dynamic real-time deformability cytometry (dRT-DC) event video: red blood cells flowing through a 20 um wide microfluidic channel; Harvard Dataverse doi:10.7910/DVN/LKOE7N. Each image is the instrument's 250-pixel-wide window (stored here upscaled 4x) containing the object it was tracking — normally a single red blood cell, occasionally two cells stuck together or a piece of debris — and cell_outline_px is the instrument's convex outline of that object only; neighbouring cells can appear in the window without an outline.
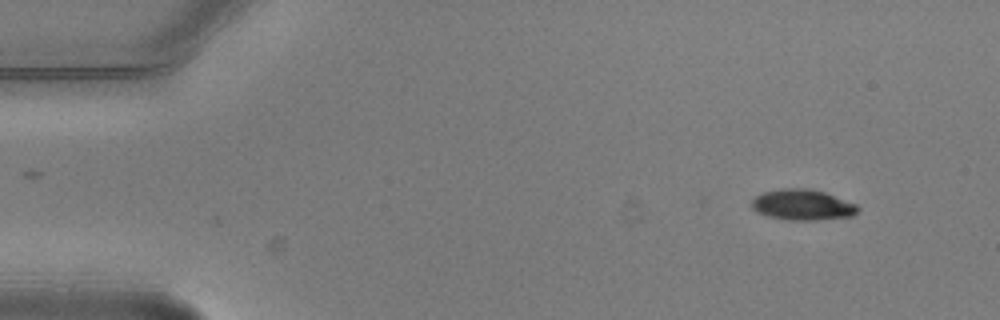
{"species": "common noctule bat (a hibernating species)", "species_latin": "Nyctalus noctula", "temperature_condition": "warm", "stored_images_in_passage": 3, "camera_frame_rate_fps": 3000, "um_per_image_px": 0.085, "animal": {"sex": "male", "body_mass_g": 20.5, "forearm_length_mm": 52.5}, "frame": {"image": 1, "passage_image": 3, "time_ms": 0.667, "image_size_px": [1000, 320], "cell_outline_px": [[860, 208], [852, 216], [816, 220], [788, 220], [768, 216], [756, 212], [752, 208], [752, 200], [760, 192], [780, 188], [812, 188], [824, 192], [856, 204]], "centroid_in_image_um": [68.18, 17.4], "position_along_channel_um": 16.8, "area_um2": 19.13}}